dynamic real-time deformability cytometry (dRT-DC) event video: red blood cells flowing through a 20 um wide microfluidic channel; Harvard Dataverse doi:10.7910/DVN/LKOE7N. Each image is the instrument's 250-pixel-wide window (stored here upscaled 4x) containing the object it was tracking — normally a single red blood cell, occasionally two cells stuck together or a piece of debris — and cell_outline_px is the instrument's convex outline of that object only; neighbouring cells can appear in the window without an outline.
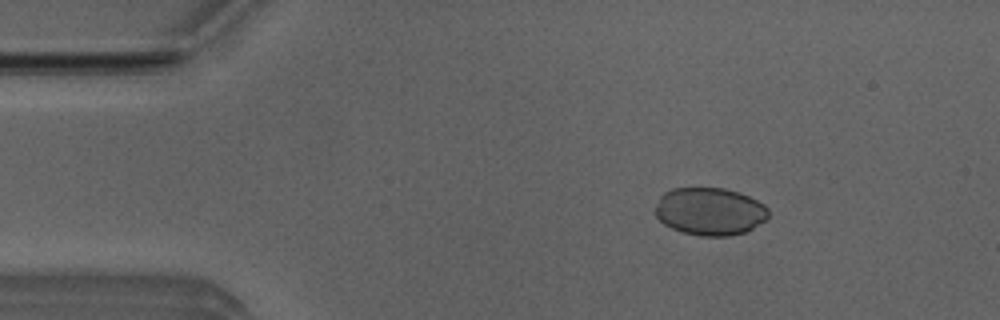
{"species": "Egyptian fruit bat (a non-hibernating species)", "species_latin": "Rousettus aegyptiacus", "temperature_condition": "room temperature", "stored_images_in_passage": 15, "camera_frame_rate_fps": 3000, "um_per_image_px": 0.085, "animal": {"sex": "male"}, "frame": {"image": 1, "passage_image": 7, "time_ms": 2.0, "image_size_px": [1000, 320], "cell_outline_px": [[768, 216], [764, 220], [752, 228], [744, 232], [728, 236], [700, 236], [684, 232], [672, 228], [664, 224], [656, 216], [656, 204], [660, 196], [664, 192], [672, 188], [724, 188], [740, 192], [764, 204], [768, 208]], "centroid_in_image_um": [60.32, 17.96], "position_along_channel_um": 24.7, "area_um2": 31.33}}